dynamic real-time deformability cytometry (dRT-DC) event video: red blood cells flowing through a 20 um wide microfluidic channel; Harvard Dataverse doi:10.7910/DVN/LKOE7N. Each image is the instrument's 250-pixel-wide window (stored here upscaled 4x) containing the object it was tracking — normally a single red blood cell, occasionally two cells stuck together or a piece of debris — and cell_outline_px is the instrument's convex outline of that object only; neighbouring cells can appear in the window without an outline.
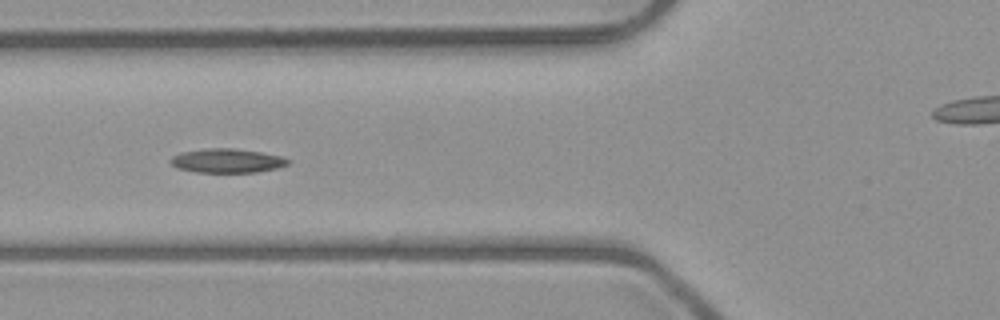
{"species": "common noctule bat (a hibernating species)", "species_latin": "Nyctalus noctula", "temperature_condition": "room temperature", "stored_images_in_passage": 8, "segment_of_instrument_passage": [1, 2], "camera_frame_rate_fps": 3000, "um_per_image_px": 0.085, "animal": {"sex": "male", "body_mass_g": 23.1, "forearm_length_mm": 52.7}, "frame": {"image": 1, "passage_image": 7, "time_ms": 7.0, "image_size_px": [1000, 320], "cell_outline_px": [[292, 160], [288, 164], [276, 168], [256, 172], [196, 172], [176, 168], [168, 160], [172, 156], [180, 152], [208, 148], [232, 148], [260, 152], [280, 156]], "centroid_in_image_um": [19.26, 13.66], "position_along_channel_um": 106.5, "area_um2": 16.47}}